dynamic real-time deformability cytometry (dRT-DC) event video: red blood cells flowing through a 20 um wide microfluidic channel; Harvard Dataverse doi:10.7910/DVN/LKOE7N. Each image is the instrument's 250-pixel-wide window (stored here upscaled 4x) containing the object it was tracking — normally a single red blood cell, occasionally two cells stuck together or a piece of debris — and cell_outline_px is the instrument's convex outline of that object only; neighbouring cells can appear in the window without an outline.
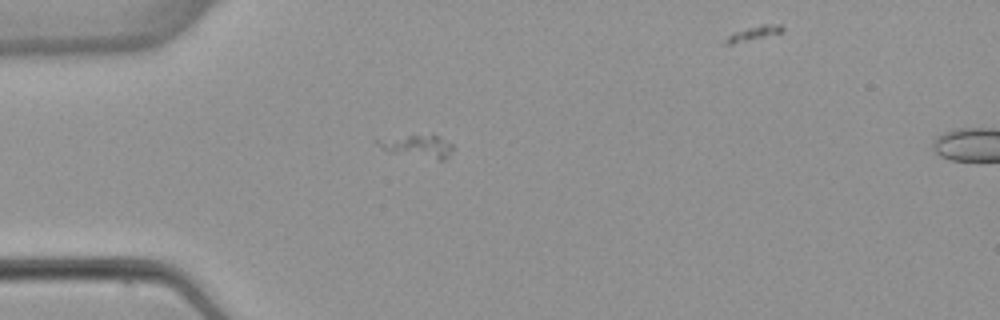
{"species": "common noctule bat (a hibernating species)", "species_latin": "Nyctalus noctula", "temperature_condition": "warm", "stored_images_in_passage": 6, "camera_frame_rate_fps": 3000, "um_per_image_px": 0.085, "animal": {"sex": "female", "body_mass_g": 22.7, "forearm_length_mm": 54.2}, "frame": {"image": 1, "passage_image": 5, "time_ms": 5.0, "image_size_px": [1000, 320], "cell_outline_px": [[452, 148], [448, 156], [444, 160], [440, 160], [392, 152], [376, 144], [372, 140], [432, 132], [440, 136], [452, 144]], "centroid_in_image_um": [35.54, 12.37], "position_along_channel_um": 49.5, "area_um2": 10.06}}